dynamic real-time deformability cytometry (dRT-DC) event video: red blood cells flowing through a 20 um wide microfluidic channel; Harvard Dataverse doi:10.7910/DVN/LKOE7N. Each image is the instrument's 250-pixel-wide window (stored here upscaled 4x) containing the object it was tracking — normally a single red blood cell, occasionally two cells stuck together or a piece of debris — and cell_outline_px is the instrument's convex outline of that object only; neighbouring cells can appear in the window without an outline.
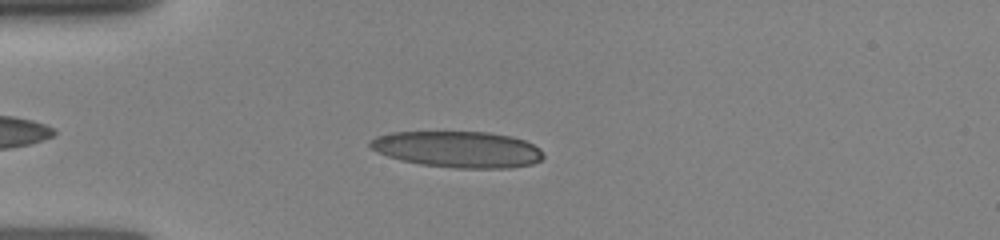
{"species": "human", "species_latin": "Homo sapiens", "temperature_condition": "room temperature", "stored_images_in_passage": 23, "camera_frame_rate_fps": 3000, "um_per_image_px": 0.085, "donor": {"sex": "female"}, "frame": {"image": 1, "passage_image": 8, "time_ms": 4.0, "image_size_px": [1000, 240], "cell_outline_px": [[544, 156], [540, 160], [532, 164], [508, 168], [456, 168], [420, 164], [400, 160], [388, 156], [372, 148], [368, 144], [368, 140], [376, 136], [392, 132], [488, 132], [512, 136], [524, 140], [540, 148]], "centroid_in_image_um": [38.92, 12.69], "position_along_channel_um": 46.1, "area_um2": 36.65}}
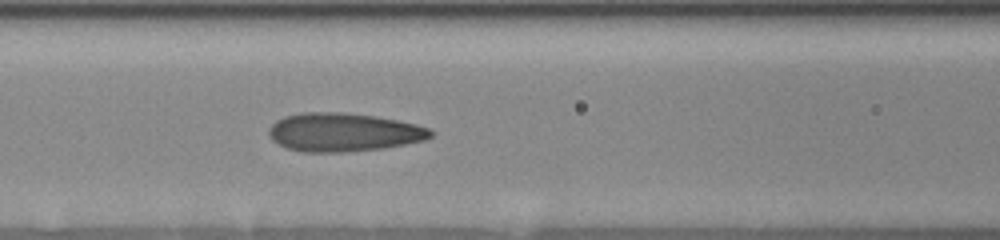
{"frame": {"image": 2, "passage_image": 14, "time_ms": 6.667, "image_size_px": [1000, 240], "cell_outline_px": [[432, 136], [424, 140], [384, 148], [344, 152], [304, 152], [288, 148], [272, 140], [268, 136], [268, 128], [276, 120], [284, 116], [304, 112], [340, 112], [376, 116], [416, 124], [428, 128], [432, 132]], "centroid_in_image_um": [29.16, 11.24], "position_along_channel_um": 137.4, "area_um2": 36.24}}
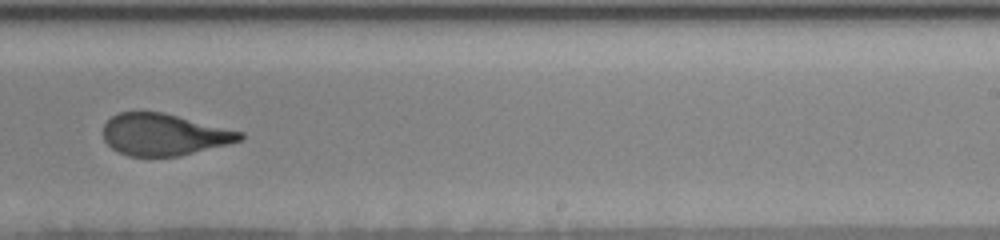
{"frame": {"image": 3, "passage_image": 21, "time_ms": 10.0, "image_size_px": [1000, 240], "cell_outline_px": [[244, 136], [240, 140], [228, 144], [180, 156], [128, 156], [112, 148], [104, 140], [104, 124], [112, 116], [120, 112], [164, 112], [244, 132]], "centroid_in_image_um": [13.95, 11.43], "position_along_channel_um": 275.1, "area_um2": 33.18}}